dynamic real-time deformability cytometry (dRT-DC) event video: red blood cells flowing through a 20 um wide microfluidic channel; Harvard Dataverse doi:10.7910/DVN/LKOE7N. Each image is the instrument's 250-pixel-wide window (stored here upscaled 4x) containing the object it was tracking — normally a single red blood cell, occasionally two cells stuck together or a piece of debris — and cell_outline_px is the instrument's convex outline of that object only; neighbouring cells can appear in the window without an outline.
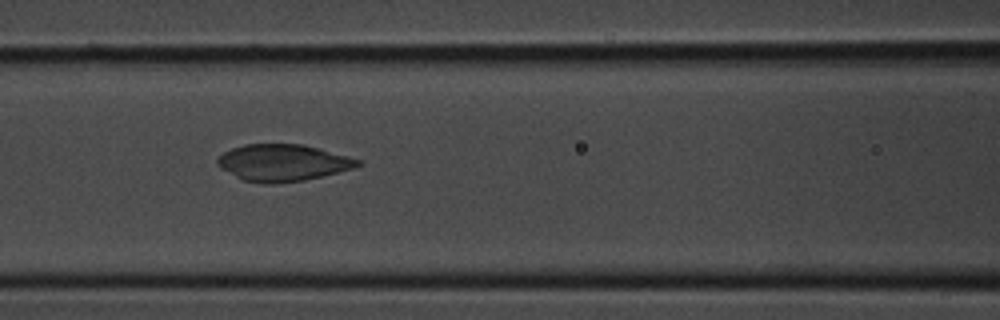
{"species": "common noctule bat (a hibernating species)", "species_latin": "Nyctalus noctula", "temperature_condition": "room temperature", "stored_images_in_passage": 33, "camera_frame_rate_fps": 3000, "um_per_image_px": 0.085, "animal": {"sex": "male", "body_mass_g": 20.1, "forearm_length_mm": 53.5}, "frame": {"image": 1, "passage_image": 15, "time_ms": 4.667, "image_size_px": [1000, 320], "cell_outline_px": [[364, 164], [352, 168], [304, 180], [272, 184], [268, 184], [244, 180], [220, 168], [216, 164], [216, 160], [224, 152], [232, 148], [244, 144], [304, 144], [320, 148], [348, 156], [360, 160]], "centroid_in_image_um": [24.03, 13.82], "position_along_channel_um": 142.6, "area_um2": 29.88}}
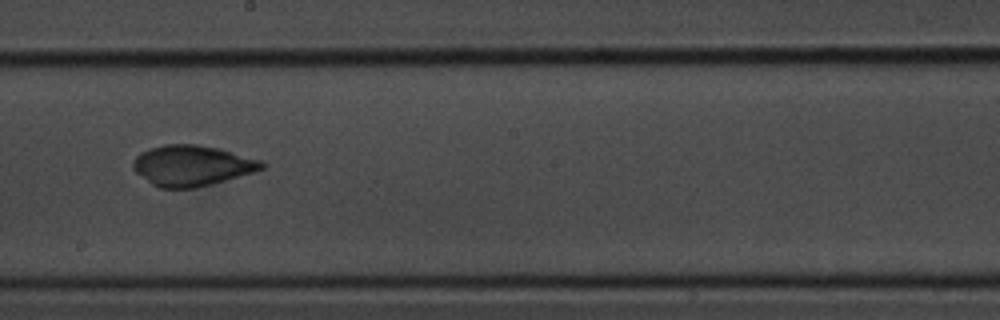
{"frame": {"image": 2, "passage_image": 20, "time_ms": 6.333, "image_size_px": [1000, 320], "cell_outline_px": [[264, 168], [252, 172], [212, 184], [196, 188], [160, 188], [152, 184], [136, 172], [132, 168], [132, 160], [140, 152], [148, 148], [164, 144], [196, 144], [220, 148], [264, 160]], "centroid_in_image_um": [16.31, 14.06], "position_along_channel_um": 231.9, "area_um2": 30.69}}
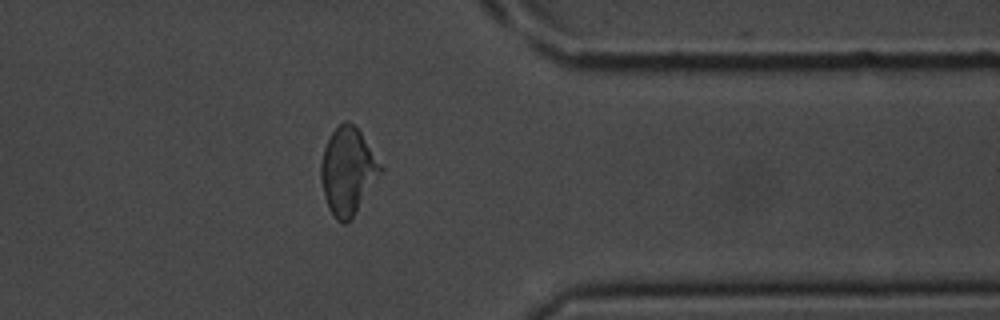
{"frame": {"image": 3, "passage_image": 29, "time_ms": 9.333, "image_size_px": [1000, 320], "cell_outline_px": [[384, 172], [352, 220], [344, 224], [340, 224], [332, 216], [328, 208], [320, 180], [320, 164], [324, 148], [332, 132], [344, 120], [348, 120], [360, 132], [384, 168]], "centroid_in_image_um": [29.58, 14.61], "position_along_channel_um": 381.8, "area_um2": 30.75}}